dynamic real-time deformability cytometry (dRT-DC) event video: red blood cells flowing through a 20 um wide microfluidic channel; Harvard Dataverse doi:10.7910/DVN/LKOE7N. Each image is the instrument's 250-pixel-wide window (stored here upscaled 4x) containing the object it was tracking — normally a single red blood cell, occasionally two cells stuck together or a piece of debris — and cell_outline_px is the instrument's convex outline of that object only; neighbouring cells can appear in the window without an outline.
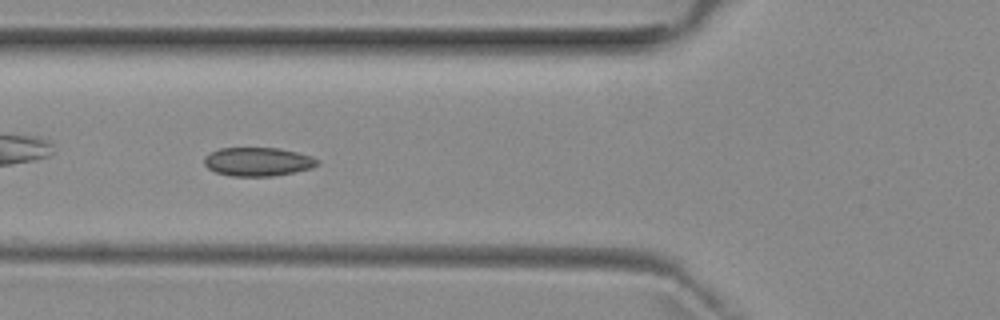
{"species": "common noctule bat (a hibernating species)", "species_latin": "Nyctalus noctula", "temperature_condition": "room temperature", "stored_images_in_passage": 37, "camera_frame_rate_fps": 3000, "um_per_image_px": 0.085, "animal": {"sex": "female", "body_mass_g": 29.2, "forearm_length_mm": 56.3}, "frame": {"image": 1, "passage_image": 6, "time_ms": 1.667, "image_size_px": [1000, 320], "cell_outline_px": [[320, 164], [312, 168], [276, 176], [232, 176], [216, 172], [208, 168], [204, 164], [204, 156], [220, 148], [280, 148], [312, 156], [320, 160]], "centroid_in_image_um": [21.95, 13.75], "position_along_channel_um": 103.8, "area_um2": 19.02}}
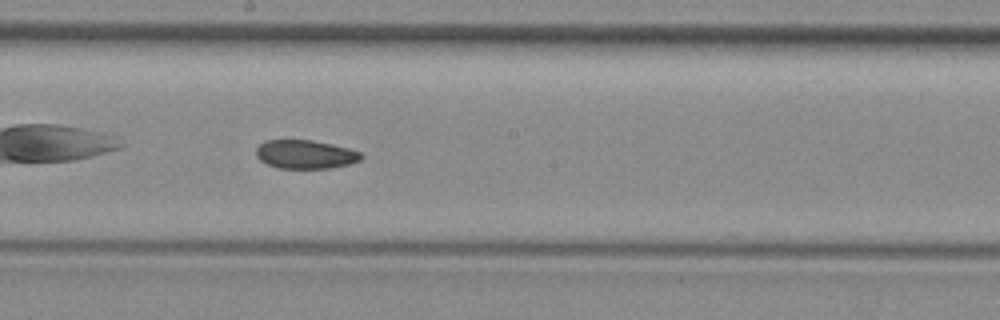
{"frame": {"image": 2, "passage_image": 15, "time_ms": 4.667, "image_size_px": [1000, 320], "cell_outline_px": [[364, 156], [360, 160], [348, 164], [332, 168], [276, 168], [260, 160], [256, 156], [256, 148], [264, 140], [312, 140], [332, 144], [348, 148], [360, 152]], "centroid_in_image_um": [25.95, 13.12], "position_along_channel_um": 222.3, "area_um2": 17.57}}
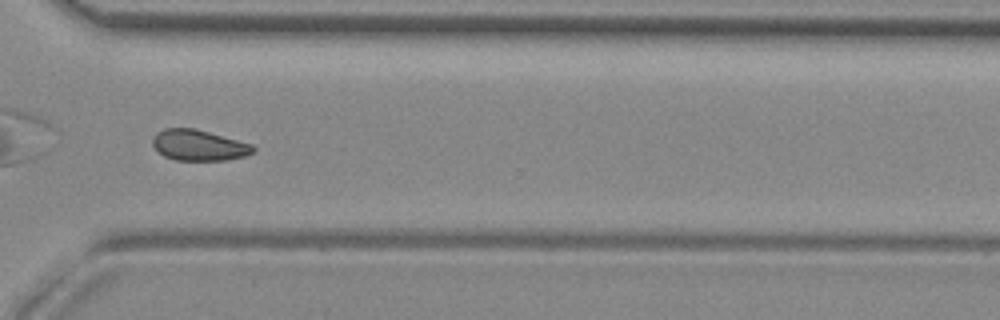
{"frame": {"image": 3, "passage_image": 25, "time_ms": 8.0, "image_size_px": [1000, 320], "cell_outline_px": [[256, 148], [252, 152], [244, 156], [228, 160], [176, 160], [164, 156], [152, 144], [152, 136], [156, 132], [164, 128], [196, 128], [252, 144]], "centroid_in_image_um": [16.88, 12.33], "position_along_channel_um": 353.7, "area_um2": 18.09}, "authors_computed_cell_mechanics": {"area_um2": 18.6116, "velocity_mm_per_s": 3.9434, "shape_relaxation_time_tau1_ms": null, "shape_relaxation_time_tau2_ms": 5.4946, "deformation_change_tau1": null, "deformation_change_tau2": 0.0474}}